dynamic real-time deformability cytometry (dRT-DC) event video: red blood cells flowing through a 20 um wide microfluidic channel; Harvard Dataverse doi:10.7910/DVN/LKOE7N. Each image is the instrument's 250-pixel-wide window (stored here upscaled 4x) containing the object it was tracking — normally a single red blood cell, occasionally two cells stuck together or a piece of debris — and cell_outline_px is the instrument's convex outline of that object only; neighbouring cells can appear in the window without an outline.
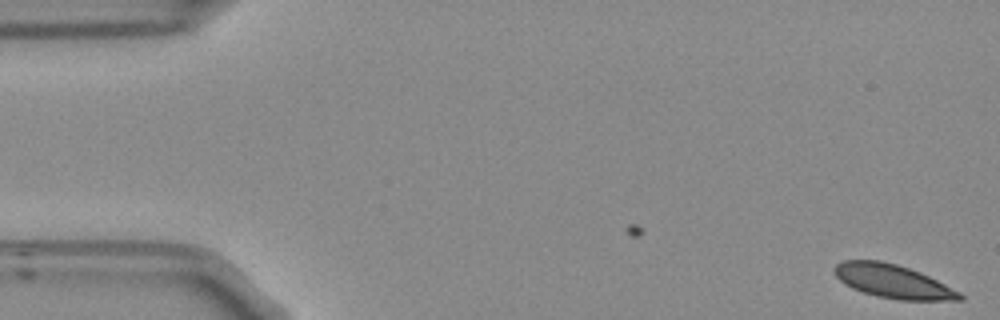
{"species": "Egyptian fruit bat (a non-hibernating species)", "species_latin": "Rousettus aegyptiacus", "temperature_condition": "room temperature", "stored_images_in_passage": 2, "camera_frame_rate_fps": 3000, "um_per_image_px": 0.085, "frame": {"image": 1, "passage_image": 2, "time_ms": 0.333, "image_size_px": [1000, 320], "cell_outline_px": [[964, 300], [900, 300], [876, 296], [852, 288], [844, 284], [832, 272], [832, 268], [836, 264], [844, 260], [880, 260], [896, 264], [920, 272], [960, 292], [964, 296]], "centroid_in_image_um": [75.86, 23.91], "position_along_channel_um": 9.1, "area_um2": 24.45}}